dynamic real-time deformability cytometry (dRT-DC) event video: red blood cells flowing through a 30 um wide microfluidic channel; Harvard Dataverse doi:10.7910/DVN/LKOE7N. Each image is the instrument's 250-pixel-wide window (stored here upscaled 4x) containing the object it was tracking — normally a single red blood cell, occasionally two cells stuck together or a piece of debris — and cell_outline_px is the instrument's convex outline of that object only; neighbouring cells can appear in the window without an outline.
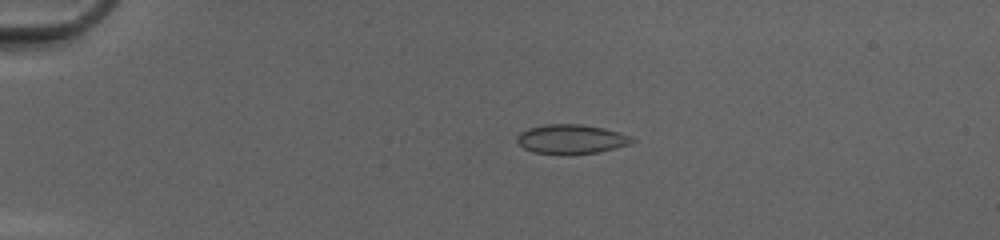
{"species": "common noctule bat (a hibernating species)", "species_latin": "Nyctalus noctula", "temperature_condition": "cold", "stored_images_in_passage": 46, "camera_frame_rate_fps": 3000, "um_per_image_px": 0.085, "animal": {"sex": "female", "body_mass_g": 20.0, "forearm_length_mm": 54.0}, "frame": {"image": 1, "passage_image": 8, "time_ms": 2.333, "image_size_px": [1000, 240], "cell_outline_px": [[636, 140], [628, 144], [616, 148], [600, 152], [532, 152], [524, 148], [516, 140], [516, 136], [520, 132], [528, 128], [544, 124], [580, 124], [604, 128], [620, 132], [632, 136]], "centroid_in_image_um": [48.57, 11.78], "position_along_channel_um": 36.4, "area_um2": 19.19}}
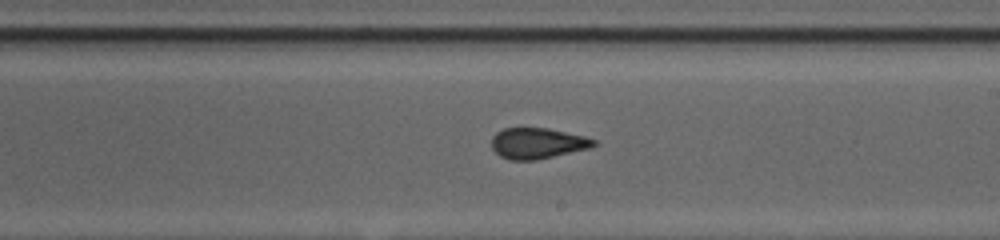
{"frame": {"image": 2, "passage_image": 27, "time_ms": 8.667, "image_size_px": [1000, 240], "cell_outline_px": [[596, 144], [592, 148], [536, 160], [512, 160], [500, 156], [492, 148], [492, 136], [496, 132], [504, 128], [548, 128], [584, 136], [596, 140]], "centroid_in_image_um": [45.7, 12.18], "position_along_channel_um": 243.3, "area_um2": 18.38}}
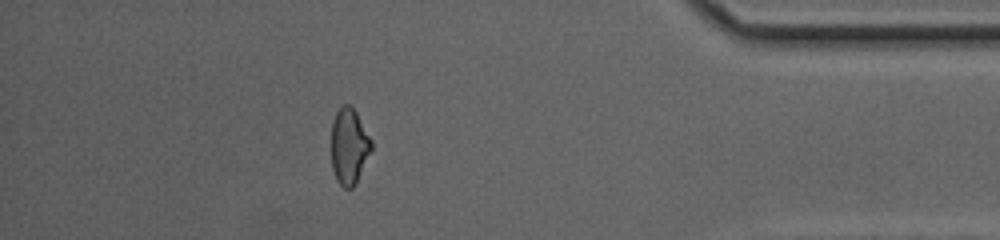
{"frame": {"image": 3, "passage_image": 41, "time_ms": 13.333, "image_size_px": [1000, 240], "cell_outline_px": [[372, 148], [356, 184], [352, 188], [344, 188], [336, 180], [332, 168], [332, 120], [336, 112], [344, 104], [348, 104], [356, 112], [372, 140]], "centroid_in_image_um": [29.67, 12.45], "position_along_channel_um": 405.5, "area_um2": 17.69}, "authors_computed_cell_mechanics": {"area_um2": 19.1318, "velocity_mm_per_s": 4.213, "shape_relaxation_time_tau1_ms": null, "shape_relaxation_time_tau2_ms": 0.9697, "deformation_change_tau1": null, "deformation_change_tau2": 0.0611}}